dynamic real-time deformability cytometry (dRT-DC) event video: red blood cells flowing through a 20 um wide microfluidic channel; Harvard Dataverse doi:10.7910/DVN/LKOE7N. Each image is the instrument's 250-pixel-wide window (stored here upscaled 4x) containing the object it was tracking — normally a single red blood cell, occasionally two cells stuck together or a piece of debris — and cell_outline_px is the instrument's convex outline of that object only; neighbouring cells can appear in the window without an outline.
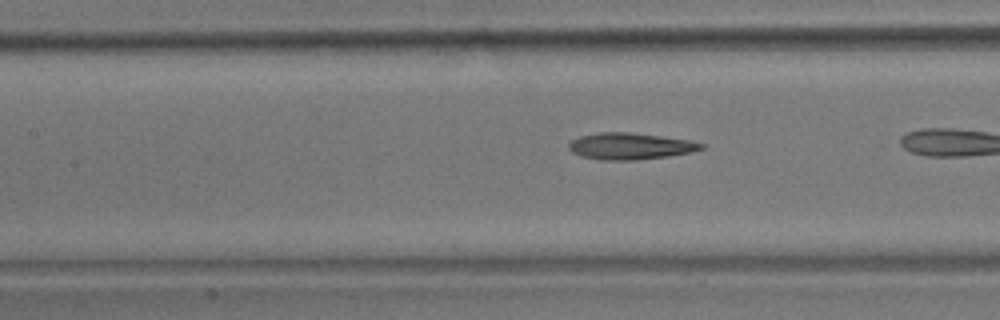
{"species": "common noctule bat (a hibernating species)", "species_latin": "Nyctalus noctula", "temperature_condition": "room temperature", "stored_images_in_passage": 42, "camera_frame_rate_fps": 3000, "um_per_image_px": 0.085, "animal": {"sex": "male", "body_mass_g": 17.9}, "frame": {"image": 1, "passage_image": 24, "time_ms": 7.667, "image_size_px": [1000, 320], "cell_outline_px": [[708, 144], [704, 148], [692, 152], [668, 156], [636, 160], [600, 160], [580, 156], [572, 152], [568, 148], [568, 144], [572, 140], [580, 136], [600, 132], [628, 132], [660, 136], [688, 140]], "centroid_in_image_um": [53.57, 12.43], "position_along_channel_um": 153.8, "area_um2": 20.58}}